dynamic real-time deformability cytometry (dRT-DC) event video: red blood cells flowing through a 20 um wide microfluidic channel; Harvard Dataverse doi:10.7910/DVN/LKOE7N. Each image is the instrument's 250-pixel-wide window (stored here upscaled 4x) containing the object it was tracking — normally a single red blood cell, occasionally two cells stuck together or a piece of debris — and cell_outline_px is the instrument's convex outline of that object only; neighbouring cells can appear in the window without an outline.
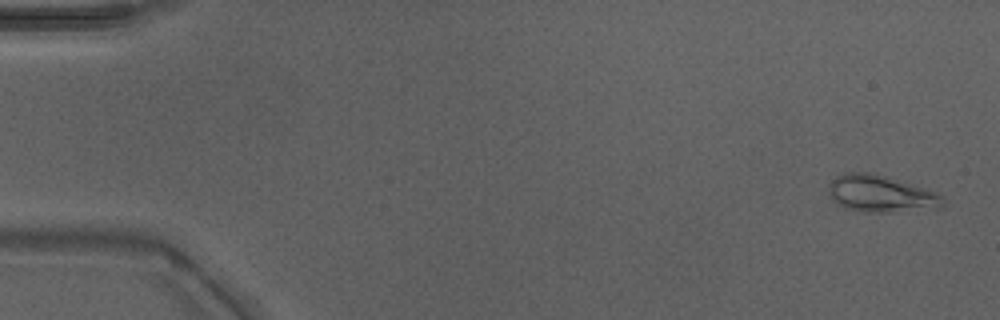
{"species": "Egyptian fruit bat (a non-hibernating species)", "species_latin": "Rousettus aegyptiacus", "temperature_condition": "warm", "stored_images_in_passage": 49, "camera_frame_rate_fps": 3000, "um_per_image_px": 0.085, "animal": {"sex": "male"}, "frame": {"image": 1, "passage_image": 2, "time_ms": 0.333, "image_size_px": [1000, 320], "cell_outline_px": [[944, 204], [892, 212], [860, 212], [844, 208], [836, 204], [832, 200], [828, 184], [836, 176], [844, 172], [868, 172], [924, 188], [936, 192], [944, 196]], "centroid_in_image_um": [74.75, 16.46], "position_along_channel_um": 10.3, "area_um2": 23.93}}
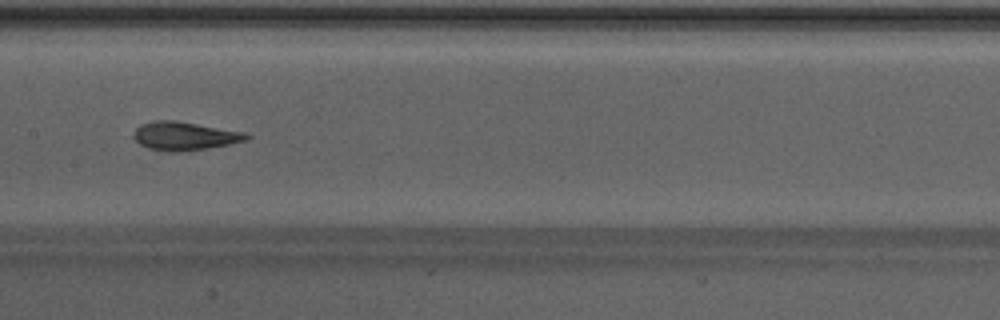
{"frame": {"image": 2, "passage_image": 25, "time_ms": 8.0, "image_size_px": [1000, 320], "cell_outline_px": [[252, 136], [248, 140], [208, 148], [176, 152], [168, 152], [148, 148], [140, 144], [132, 136], [136, 128], [140, 124], [156, 120], [176, 120], [244, 132]], "centroid_in_image_um": [15.68, 11.55], "position_along_channel_um": 191.7, "area_um2": 18.73}}
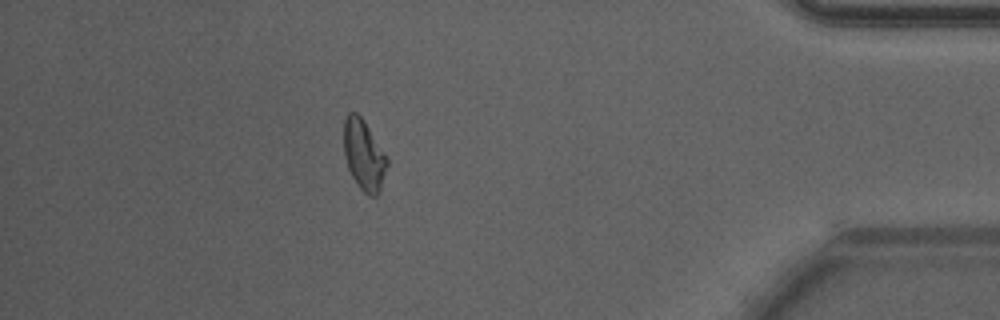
{"frame": {"image": 3, "passage_image": 43, "time_ms": 14.0, "image_size_px": [1000, 320], "cell_outline_px": [[388, 164], [380, 192], [376, 196], [368, 196], [360, 188], [352, 176], [348, 168], [344, 156], [344, 120], [348, 112], [356, 112], [360, 116], [388, 160]], "centroid_in_image_um": [30.91, 13.22], "position_along_channel_um": 404.3, "area_um2": 17.46}, "authors_computed_cell_mechanics": {"area_um2": 18.207, "velocity_mm_per_s": 4.2756, "shape_relaxation_time_tau1_ms": 5.9402, "shape_relaxation_time_tau2_ms": 1.936, "deformation_change_tau1": 0.1957, "deformation_change_tau2": 0.0859}}